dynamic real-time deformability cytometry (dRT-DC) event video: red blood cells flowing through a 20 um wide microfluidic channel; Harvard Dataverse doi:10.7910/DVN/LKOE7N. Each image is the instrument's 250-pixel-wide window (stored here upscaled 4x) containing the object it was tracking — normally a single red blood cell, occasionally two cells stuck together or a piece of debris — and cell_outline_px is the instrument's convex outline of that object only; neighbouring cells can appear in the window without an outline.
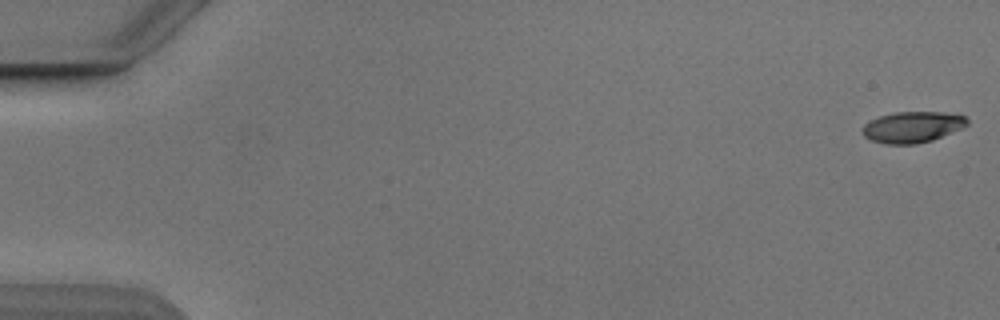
{"species": "Egyptian fruit bat (a non-hibernating species)", "species_latin": "Rousettus aegyptiacus", "temperature_condition": "cold", "stored_images_in_passage": 14, "camera_frame_rate_fps": 3000, "um_per_image_px": 0.085, "animal": {"sex": "male"}, "frame": {"image": 1, "passage_image": 1, "time_ms": 0.0, "image_size_px": [1000, 320], "cell_outline_px": [[968, 124], [960, 128], [932, 140], [912, 144], [888, 144], [872, 140], [864, 136], [864, 124], [880, 116], [896, 112], [944, 112], [964, 116], [968, 120]], "centroid_in_image_um": [77.56, 10.79], "position_along_channel_um": 7.4, "area_um2": 18.5}}
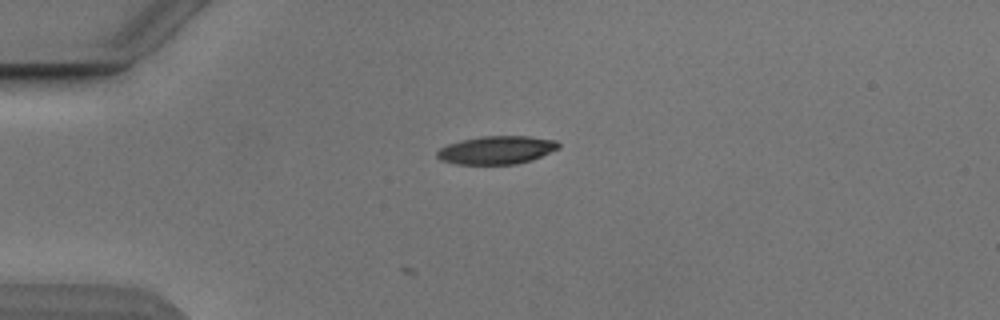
{"frame": {"image": 2, "passage_image": 14, "time_ms": 4.333, "image_size_px": [1000, 320], "cell_outline_px": [[560, 148], [532, 160], [516, 164], [456, 164], [440, 160], [436, 156], [436, 152], [440, 148], [448, 144], [480, 136], [528, 136], [556, 140], [560, 144]], "centroid_in_image_um": [42.22, 12.75], "position_along_channel_um": 42.8, "area_um2": 19.94}}